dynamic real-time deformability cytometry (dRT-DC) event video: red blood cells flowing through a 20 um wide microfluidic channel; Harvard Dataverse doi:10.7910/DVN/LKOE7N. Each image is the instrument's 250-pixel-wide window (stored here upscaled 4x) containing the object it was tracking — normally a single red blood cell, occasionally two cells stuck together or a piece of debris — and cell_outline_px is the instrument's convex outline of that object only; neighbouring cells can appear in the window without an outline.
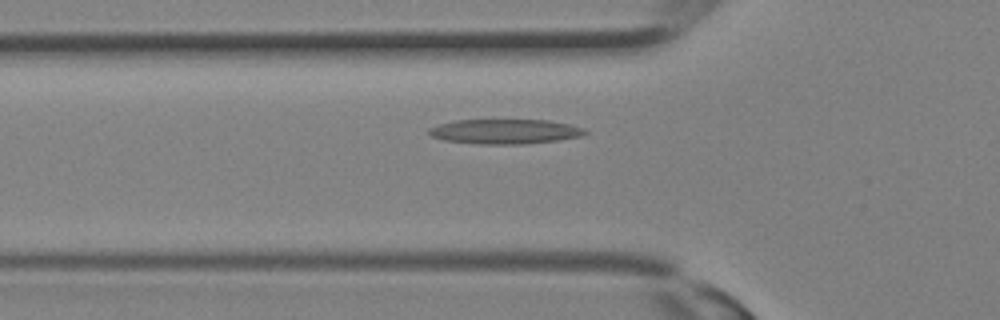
{"species": "Egyptian fruit bat (a non-hibernating species)", "species_latin": "Rousettus aegyptiacus", "temperature_condition": "room temperature", "stored_images_in_passage": 30, "camera_frame_rate_fps": 3000, "um_per_image_px": 0.085, "animal": {"sex": "female"}, "frame": {"image": 1, "passage_image": 9, "time_ms": 2.667, "image_size_px": [1000, 320], "cell_outline_px": [[588, 132], [580, 136], [556, 140], [524, 144], [480, 144], [444, 140], [432, 136], [428, 132], [428, 128], [440, 124], [456, 120], [548, 120], [568, 124], [584, 128]], "centroid_in_image_um": [42.91, 11.17], "position_along_channel_um": 82.9, "area_um2": 22.31}}
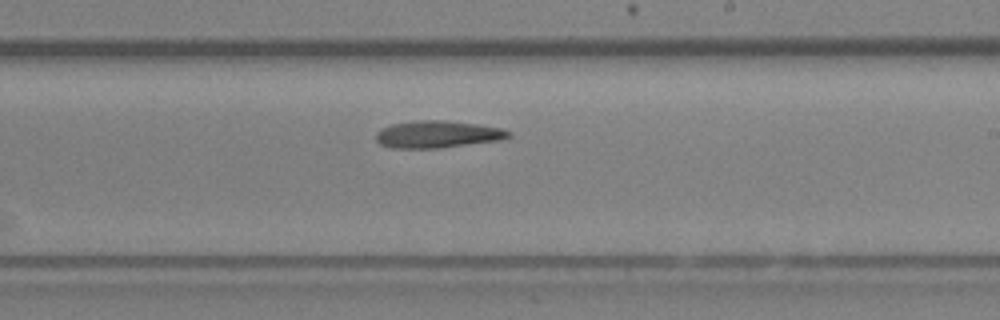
{"frame": {"image": 2, "passage_image": 17, "time_ms": 5.333, "image_size_px": [1000, 320], "cell_outline_px": [[512, 136], [500, 140], [440, 148], [392, 148], [380, 144], [376, 140], [376, 132], [380, 128], [392, 124], [412, 120], [444, 120], [476, 124], [500, 128], [512, 132]], "centroid_in_image_um": [37.16, 11.41], "position_along_channel_um": 251.8, "area_um2": 21.1}}
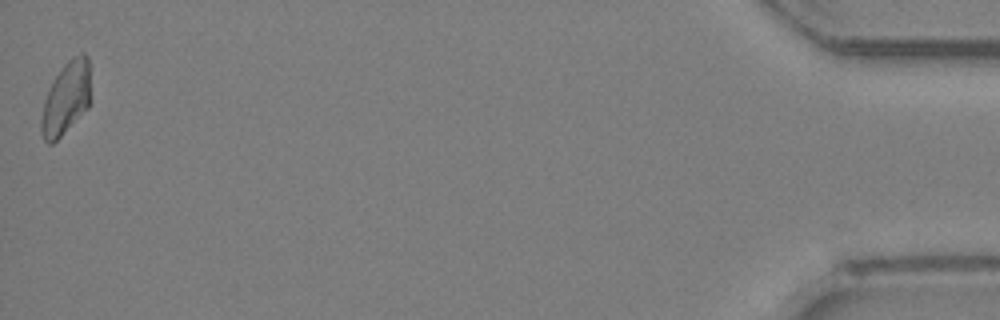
{"frame": {"image": 3, "passage_image": 30, "time_ms": 9.667, "image_size_px": [1000, 320], "cell_outline_px": [[92, 100], [88, 108], [52, 144], [48, 144], [44, 140], [40, 132], [40, 120], [44, 100], [48, 88], [64, 64], [72, 56], [80, 52], [84, 52], [88, 56]], "centroid_in_image_um": [5.64, 8.32], "position_along_channel_um": 429.6, "area_um2": 21.39}}